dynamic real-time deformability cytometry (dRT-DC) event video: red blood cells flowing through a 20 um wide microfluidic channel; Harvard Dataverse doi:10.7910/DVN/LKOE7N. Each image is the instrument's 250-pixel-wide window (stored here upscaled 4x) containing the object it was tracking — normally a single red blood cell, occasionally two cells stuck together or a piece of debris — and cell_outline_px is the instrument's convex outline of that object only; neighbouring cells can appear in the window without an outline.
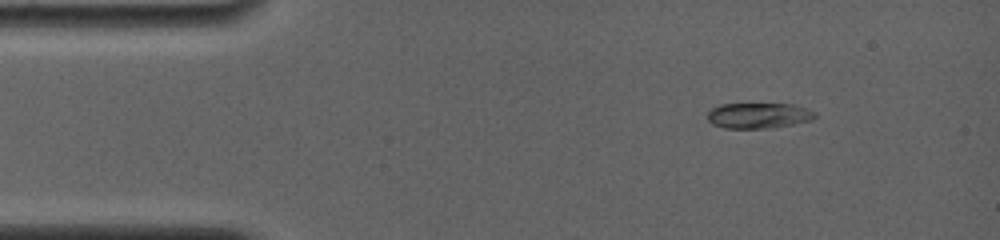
{"species": "common noctule bat (a hibernating species)", "species_latin": "Nyctalus noctula", "temperature_condition": "room temperature", "stored_images_in_passage": 7, "camera_frame_rate_fps": 4000, "um_per_image_px": 0.085, "animal": {"sex": "female", "body_mass_g": 19.0, "forearm_length_mm": 56.7}, "frame": {"image": 1, "passage_image": 1, "time_ms": 0.0, "image_size_px": [1000, 240], "cell_outline_px": [[816, 116], [812, 120], [772, 128], [724, 128], [712, 124], [708, 120], [708, 112], [712, 108], [720, 104], [792, 104], [816, 112]], "centroid_in_image_um": [64.46, 9.82], "position_along_channel_um": 20.5, "area_um2": 15.95}}
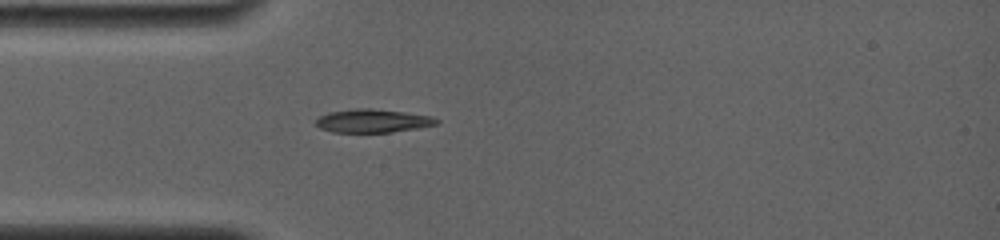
{"frame": {"image": 2, "passage_image": 5, "time_ms": 2.5, "image_size_px": [1000, 240], "cell_outline_px": [[440, 120], [436, 124], [420, 128], [392, 132], [332, 132], [320, 128], [316, 124], [316, 120], [320, 116], [328, 112], [352, 108], [372, 108], [404, 112], [432, 116]], "centroid_in_image_um": [31.69, 10.26], "position_along_channel_um": 53.3, "area_um2": 16.53}}
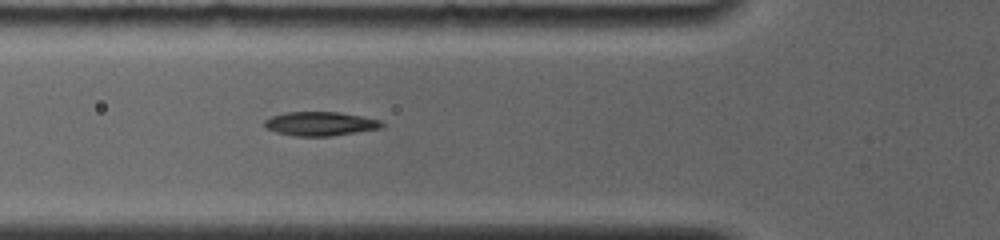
{"frame": {"image": 3, "passage_image": 7, "time_ms": 3.75, "image_size_px": [1000, 240], "cell_outline_px": [[384, 128], [332, 136], [296, 136], [276, 132], [268, 128], [264, 124], [264, 120], [272, 116], [284, 112], [340, 112], [380, 120], [384, 124]], "centroid_in_image_um": [27.25, 10.52], "position_along_channel_um": 98.5, "area_um2": 16.42}}